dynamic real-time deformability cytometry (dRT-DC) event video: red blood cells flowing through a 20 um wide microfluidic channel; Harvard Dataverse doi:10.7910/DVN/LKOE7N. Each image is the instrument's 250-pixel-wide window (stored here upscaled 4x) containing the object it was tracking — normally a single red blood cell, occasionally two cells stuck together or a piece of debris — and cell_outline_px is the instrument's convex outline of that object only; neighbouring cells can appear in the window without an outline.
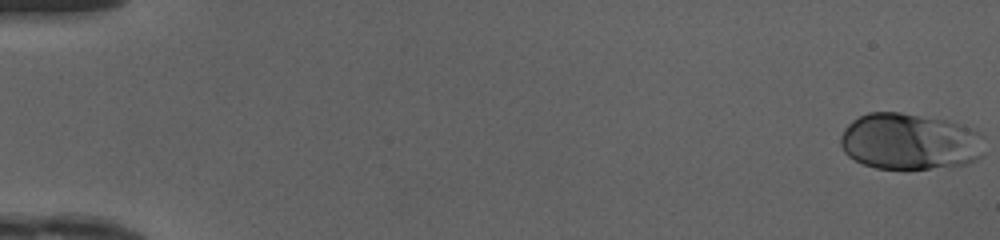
{"species": "human", "species_latin": "Homo sapiens", "temperature_condition": "cold", "stored_images_in_passage": 49, "camera_frame_rate_fps": 3000, "um_per_image_px": 0.085, "donor": {"sex": "female"}, "frame": {"image": 1, "passage_image": 1, "time_ms": 0.0, "image_size_px": [1000, 240], "cell_outline_px": [[984, 156], [968, 164], [928, 168], [876, 168], [864, 164], [848, 156], [844, 152], [840, 144], [840, 136], [844, 128], [852, 120], [868, 112], [900, 112], [948, 120], [960, 124], [980, 132], [984, 136]], "centroid_in_image_um": [77.36, 12.02], "position_along_channel_um": 7.6, "area_um2": 47.74}}
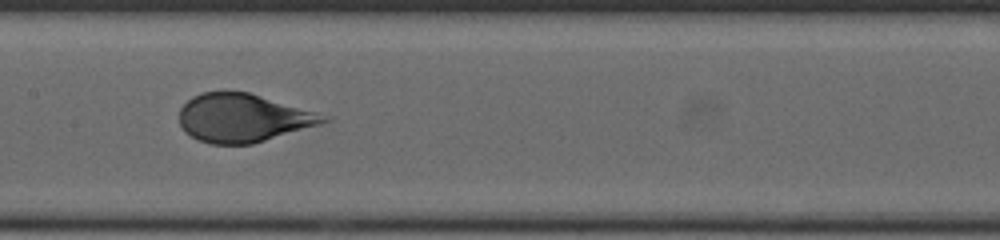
{"frame": {"image": 2, "passage_image": 26, "time_ms": 8.333, "image_size_px": [1000, 240], "cell_outline_px": [[332, 120], [320, 124], [252, 144], [212, 144], [196, 140], [184, 132], [180, 124], [180, 108], [192, 96], [200, 92], [248, 92], [312, 112], [324, 116]], "centroid_in_image_um": [20.56, 10.04], "position_along_channel_um": 186.8, "area_um2": 39.88}}
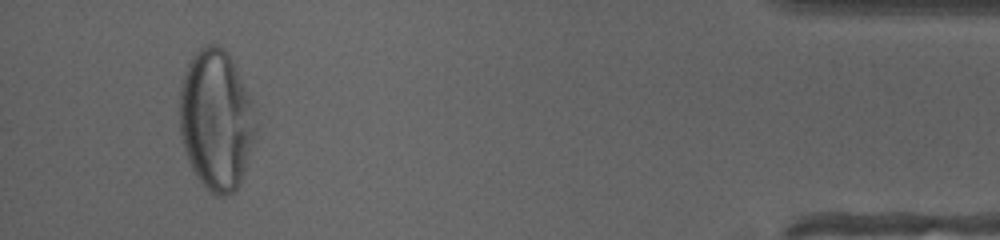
{"frame": {"image": 3, "passage_image": 47, "time_ms": 15.333, "image_size_px": [1000, 240], "cell_outline_px": [[256, 132], [240, 184], [228, 196], [216, 196], [200, 180], [192, 168], [188, 160], [184, 148], [180, 132], [180, 84], [184, 72], [192, 56], [204, 44], [216, 44], [224, 48], [232, 60], [252, 100], [256, 128]], "centroid_in_image_um": [18.37, 10.16], "position_along_channel_um": 416.8, "area_um2": 62.02}, "authors_computed_cell_mechanics": {"area_um2": 44.5638, "velocity_mm_per_s": 4.1581, "shape_relaxation_time_tau1_ms": 2.9399, "shape_relaxation_time_tau2_ms": null, "deformation_change_tau1": 0.1514, "deformation_change_tau2": null}}